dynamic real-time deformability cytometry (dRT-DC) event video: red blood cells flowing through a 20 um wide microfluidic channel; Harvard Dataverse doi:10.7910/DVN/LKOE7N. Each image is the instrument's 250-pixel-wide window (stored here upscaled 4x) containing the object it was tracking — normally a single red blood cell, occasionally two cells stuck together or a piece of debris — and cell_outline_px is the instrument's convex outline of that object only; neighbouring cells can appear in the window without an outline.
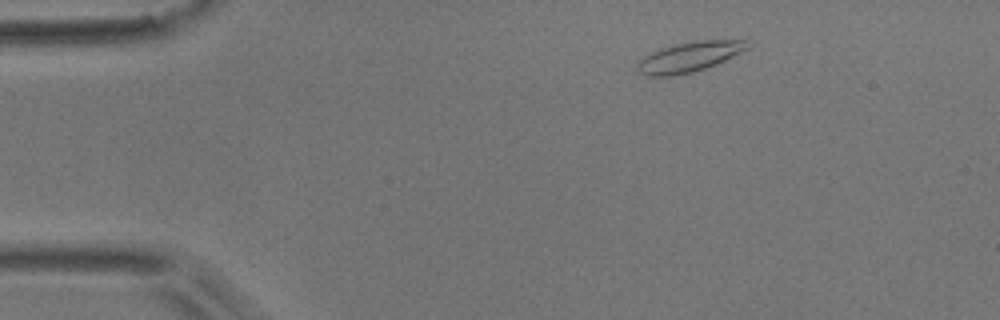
{"species": "common noctule bat (a hibernating species)", "species_latin": "Nyctalus noctula", "temperature_condition": "room temperature", "stored_images_in_passage": 3, "camera_frame_rate_fps": 3000, "um_per_image_px": 0.085, "animal": {"sex": "male", "body_mass_g": 17.9}, "frame": {"image": 1, "passage_image": 2, "time_ms": 0.333, "image_size_px": [1000, 320], "cell_outline_px": [[752, 44], [748, 48], [716, 64], [692, 72], [672, 76], [644, 76], [636, 68], [636, 64], [644, 56], [660, 48], [672, 44], [700, 40], [752, 40]], "centroid_in_image_um": [58.58, 4.82], "position_along_channel_um": 26.4, "area_um2": 19.31}}